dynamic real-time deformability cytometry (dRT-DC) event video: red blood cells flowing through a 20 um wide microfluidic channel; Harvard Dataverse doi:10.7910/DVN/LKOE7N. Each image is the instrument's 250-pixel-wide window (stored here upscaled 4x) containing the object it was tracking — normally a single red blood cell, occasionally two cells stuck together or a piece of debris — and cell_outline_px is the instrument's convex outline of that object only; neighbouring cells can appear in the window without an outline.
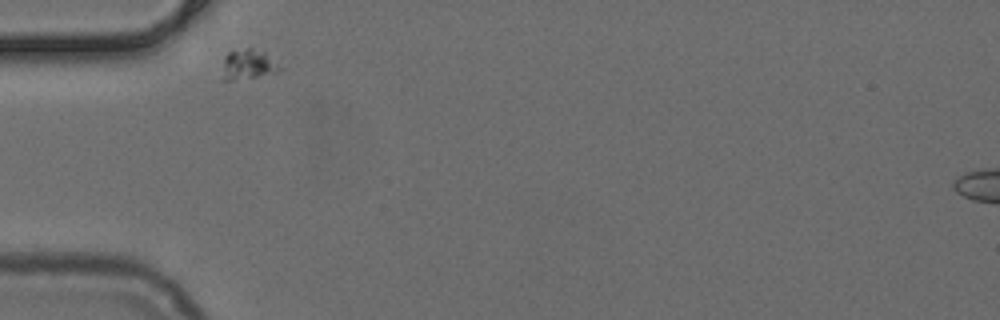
{"species": "common noctule bat (a hibernating species)", "species_latin": "Nyctalus noctula", "temperature_condition": "cold", "stored_images_in_passage": 8, "camera_frame_rate_fps": 3000, "um_per_image_px": 0.085, "animal": {"sex": "female", "body_mass_g": 24.6, "forearm_length_mm": 56.2}, "frame": {"image": 1, "passage_image": 2, "time_ms": 0.333, "image_size_px": [1000, 320], "cell_outline_px": [[284, 68], [276, 72], [256, 76], [232, 80], [220, 80], [224, 56], [228, 52], [244, 48], [252, 48], [264, 52]], "centroid_in_image_um": [21.04, 5.47], "position_along_channel_um": 64.0, "area_um2": 10.12}}